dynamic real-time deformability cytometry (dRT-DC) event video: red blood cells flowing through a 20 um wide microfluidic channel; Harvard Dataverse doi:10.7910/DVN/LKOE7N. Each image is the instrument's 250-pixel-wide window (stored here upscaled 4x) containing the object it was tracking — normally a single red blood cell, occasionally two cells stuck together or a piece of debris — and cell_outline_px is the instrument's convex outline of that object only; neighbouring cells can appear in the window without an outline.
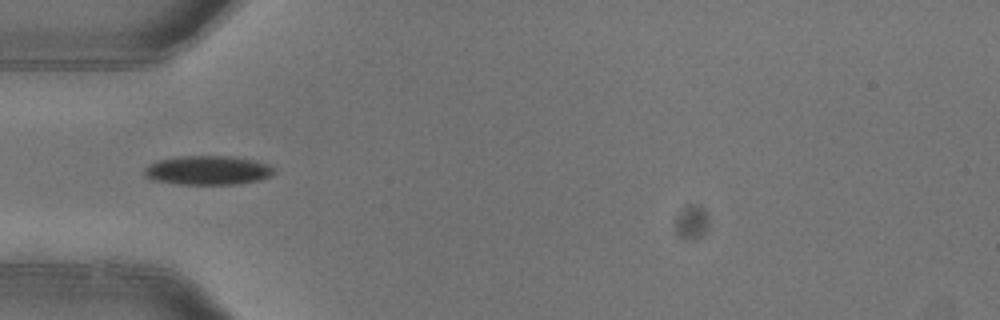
{"species": "common noctule bat (a hibernating species)", "species_latin": "Nyctalus noctula", "temperature_condition": "warm", "stored_images_in_passage": 4, "camera_frame_rate_fps": 3000, "um_per_image_px": 0.085, "animal": {"sex": "female"}, "frame": {"image": 1, "passage_image": 4, "time_ms": 1.0, "image_size_px": [1000, 320], "cell_outline_px": [[276, 172], [260, 180], [236, 184], [176, 184], [148, 180], [144, 176], [144, 168], [148, 164], [156, 160], [180, 156], [228, 156], [252, 160], [268, 164]], "centroid_in_image_um": [17.57, 14.48], "position_along_channel_um": 67.4, "area_um2": 22.14}}